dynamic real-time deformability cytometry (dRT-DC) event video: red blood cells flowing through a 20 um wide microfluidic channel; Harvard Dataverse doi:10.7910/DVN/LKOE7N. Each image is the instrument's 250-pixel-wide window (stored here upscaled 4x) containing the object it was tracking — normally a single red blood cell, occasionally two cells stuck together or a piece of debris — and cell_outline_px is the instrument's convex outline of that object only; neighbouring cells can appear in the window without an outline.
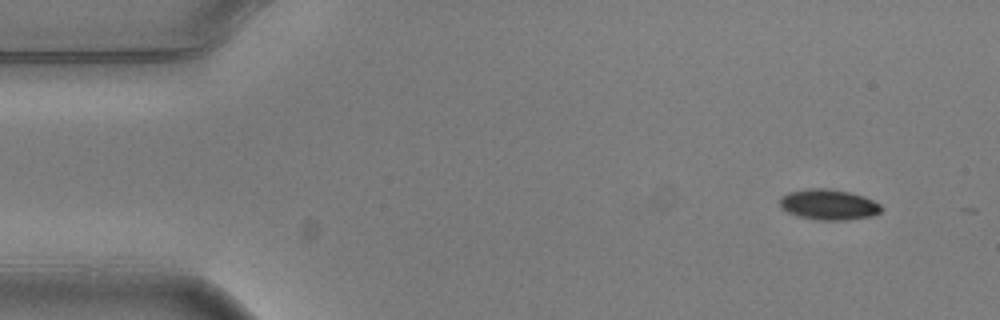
{"species": "common noctule bat (a hibernating species)", "species_latin": "Nyctalus noctula", "temperature_condition": "warm", "stored_images_in_passage": 2, "camera_frame_rate_fps": 3000, "um_per_image_px": 0.085, "animal": {"sex": "male", "body_mass_g": 20.5, "forearm_length_mm": 52.5}, "frame": {"image": 1, "passage_image": 1, "time_ms": 0.0, "image_size_px": [1000, 320], "cell_outline_px": [[884, 208], [880, 212], [872, 216], [844, 220], [820, 220], [796, 216], [780, 208], [780, 196], [788, 192], [808, 188], [828, 188], [848, 192], [864, 196], [880, 204]], "centroid_in_image_um": [70.41, 17.38], "position_along_channel_um": 14.6, "area_um2": 18.21}}